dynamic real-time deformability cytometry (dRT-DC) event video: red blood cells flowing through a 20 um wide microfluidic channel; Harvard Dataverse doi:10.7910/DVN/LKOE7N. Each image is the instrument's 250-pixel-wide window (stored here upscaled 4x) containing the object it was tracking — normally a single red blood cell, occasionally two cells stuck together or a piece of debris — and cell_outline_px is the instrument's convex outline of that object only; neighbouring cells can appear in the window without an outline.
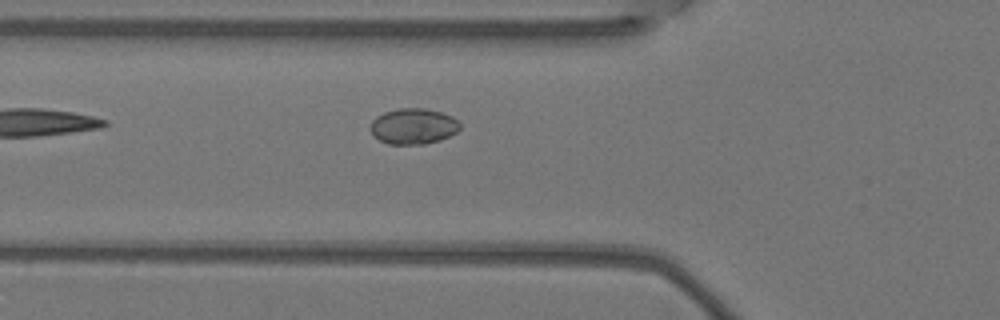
{"species": "Egyptian fruit bat (a non-hibernating species)", "species_latin": "Rousettus aegyptiacus", "temperature_condition": "warm", "stored_images_in_passage": 11, "segment_of_instrument_passage": [1, 2], "camera_frame_rate_fps": 3000, "um_per_image_px": 0.085, "animal": {"sex": "female"}, "frame": {"image": 1, "passage_image": 10, "time_ms": 3.0, "image_size_px": [1000, 320], "cell_outline_px": [[460, 128], [456, 132], [440, 140], [424, 144], [388, 144], [380, 140], [368, 128], [372, 120], [376, 116], [384, 112], [400, 108], [424, 108], [440, 112], [452, 116], [460, 124]], "centroid_in_image_um": [35.11, 10.73], "position_along_channel_um": 90.7, "area_um2": 18.61}}